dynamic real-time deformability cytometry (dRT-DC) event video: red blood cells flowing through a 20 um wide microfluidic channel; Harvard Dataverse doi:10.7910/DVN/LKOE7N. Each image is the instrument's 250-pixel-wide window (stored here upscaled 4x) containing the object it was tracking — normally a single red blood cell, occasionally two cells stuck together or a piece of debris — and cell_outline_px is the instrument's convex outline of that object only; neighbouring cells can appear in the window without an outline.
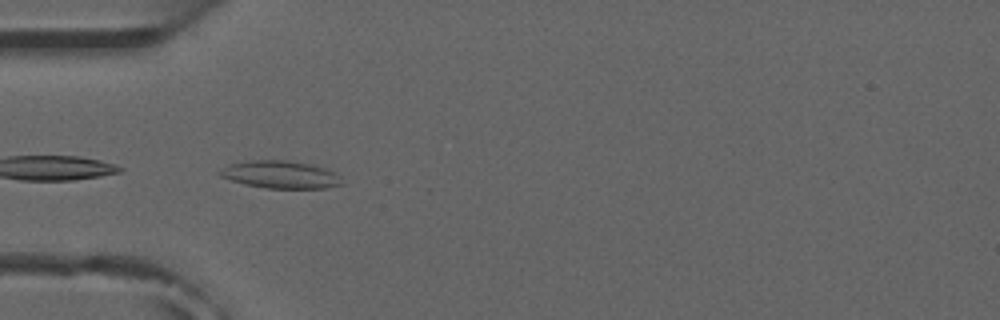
{"species": "common noctule bat (a hibernating species)", "species_latin": "Nyctalus noctula", "temperature_condition": "room temperature", "stored_images_in_passage": 5, "camera_frame_rate_fps": 3000, "um_per_image_px": 0.085, "animal": {"sex": "male", "forearm_length_mm": 52.5}, "frame": {"image": 1, "passage_image": 4, "time_ms": 3.333, "image_size_px": [1000, 320], "cell_outline_px": [[344, 184], [328, 188], [268, 188], [244, 184], [220, 176], [216, 172], [228, 164], [252, 160], [288, 160], [308, 164], [324, 168], [332, 172]], "centroid_in_image_um": [23.78, 14.84], "position_along_channel_um": 61.2, "area_um2": 19.36}}